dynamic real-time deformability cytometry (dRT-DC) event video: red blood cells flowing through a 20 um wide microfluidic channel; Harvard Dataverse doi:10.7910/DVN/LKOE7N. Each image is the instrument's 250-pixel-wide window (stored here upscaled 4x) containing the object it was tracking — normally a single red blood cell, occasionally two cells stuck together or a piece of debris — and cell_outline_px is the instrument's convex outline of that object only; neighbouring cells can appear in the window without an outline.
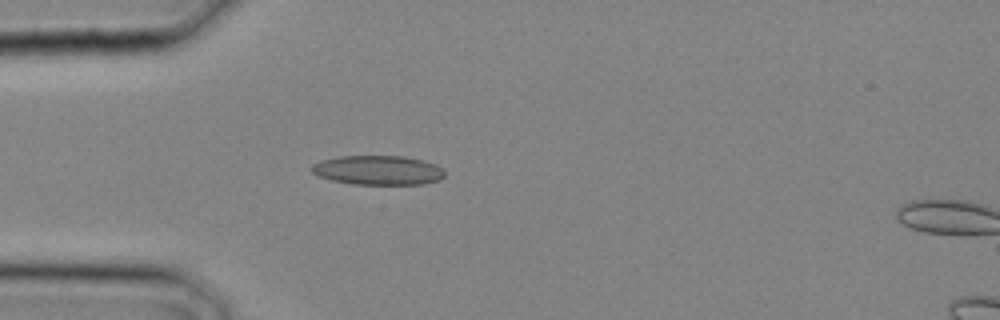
{"species": "common noctule bat (a hibernating species)", "species_latin": "Nyctalus noctula", "temperature_condition": "cold", "stored_images_in_passage": 7, "camera_frame_rate_fps": 3000, "um_per_image_px": 0.085, "animal": {"sex": "male", "body_mass_g": 20.4}, "frame": {"image": 1, "passage_image": 6, "time_ms": 1.667, "image_size_px": [1000, 320], "cell_outline_px": [[444, 176], [440, 180], [424, 184], [352, 184], [332, 180], [320, 176], [312, 172], [312, 164], [320, 160], [340, 156], [404, 156], [424, 160], [436, 164], [444, 168]], "centroid_in_image_um": [32.18, 14.46], "position_along_channel_um": 52.8, "area_um2": 22.89}}